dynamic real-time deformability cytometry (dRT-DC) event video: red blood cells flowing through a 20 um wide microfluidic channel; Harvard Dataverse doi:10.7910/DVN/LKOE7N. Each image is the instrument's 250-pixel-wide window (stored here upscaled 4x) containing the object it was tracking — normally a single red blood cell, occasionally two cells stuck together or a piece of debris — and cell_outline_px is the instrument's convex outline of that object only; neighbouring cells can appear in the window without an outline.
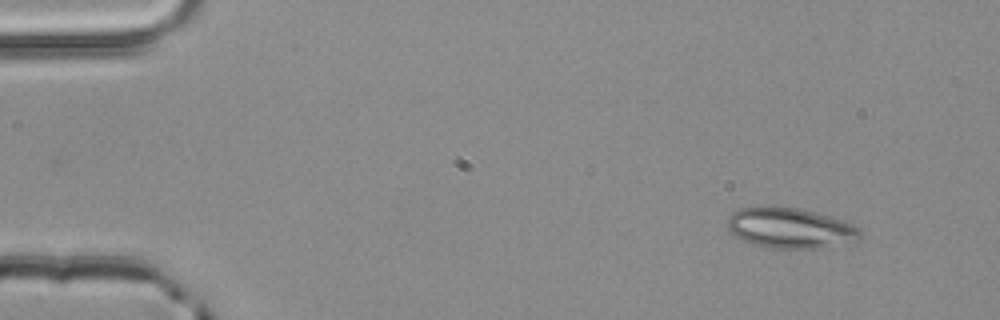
{"species": "common noctule bat (a hibernating species)", "species_latin": "Nyctalus noctula", "temperature_condition": "room temperature", "stored_images_in_passage": 3, "camera_frame_rate_fps": 3000, "um_per_image_px": 0.085, "animal": {"sex": "male", "body_mass_g": 20.4}, "frame": {"image": 1, "passage_image": 1, "time_ms": 0.0, "image_size_px": [1000, 320], "cell_outline_px": [[860, 240], [812, 248], [772, 248], [752, 244], [736, 236], [728, 228], [728, 216], [732, 212], [740, 208], [800, 208], [844, 220], [856, 224], [860, 228]], "centroid_in_image_um": [67.2, 19.39], "position_along_channel_um": 17.8, "area_um2": 30.69}}